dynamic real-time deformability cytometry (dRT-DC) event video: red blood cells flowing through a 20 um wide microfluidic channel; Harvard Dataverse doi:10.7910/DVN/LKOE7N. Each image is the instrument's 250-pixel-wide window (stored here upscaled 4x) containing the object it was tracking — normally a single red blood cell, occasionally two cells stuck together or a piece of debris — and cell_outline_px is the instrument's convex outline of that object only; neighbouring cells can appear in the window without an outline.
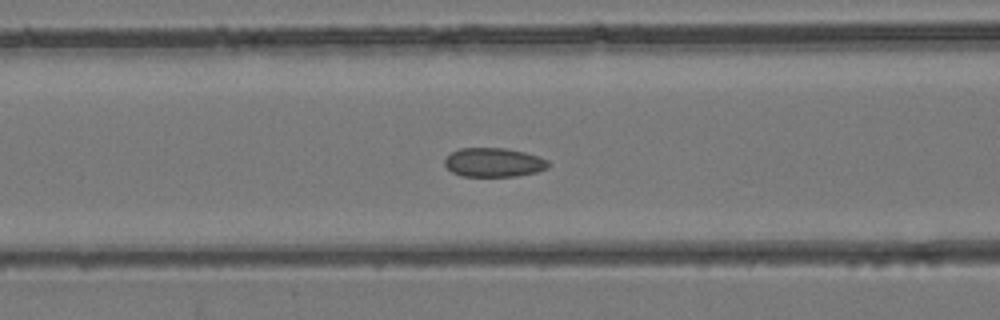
{"species": "common noctule bat (a hibernating species)", "species_latin": "Nyctalus noctula", "temperature_condition": "room temperature", "stored_images_in_passage": 40, "camera_frame_rate_fps": 3000, "um_per_image_px": 0.085, "animal": {"sex": "female", "body_mass_g": 24.6, "forearm_length_mm": 56.2}, "frame": {"image": 1, "passage_image": 18, "time_ms": 5.667, "image_size_px": [1000, 320], "cell_outline_px": [[548, 168], [536, 172], [516, 176], [460, 176], [452, 172], [444, 164], [444, 160], [452, 152], [460, 148], [504, 148], [524, 152], [548, 160]], "centroid_in_image_um": [41.95, 13.81], "position_along_channel_um": 124.7, "area_um2": 17.4}}
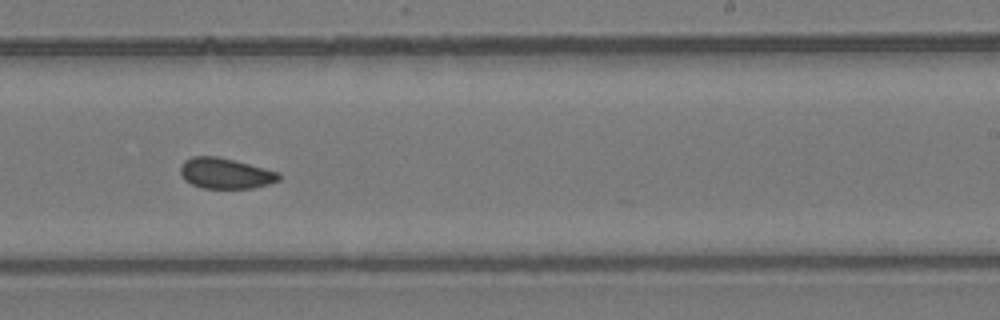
{"frame": {"image": 2, "passage_image": 27, "time_ms": 8.667, "image_size_px": [1000, 320], "cell_outline_px": [[280, 180], [268, 184], [252, 188], [204, 188], [192, 184], [184, 180], [180, 172], [180, 168], [184, 160], [192, 156], [216, 156], [280, 172]], "centroid_in_image_um": [19.14, 14.73], "position_along_channel_um": 269.9, "area_um2": 17.46}}
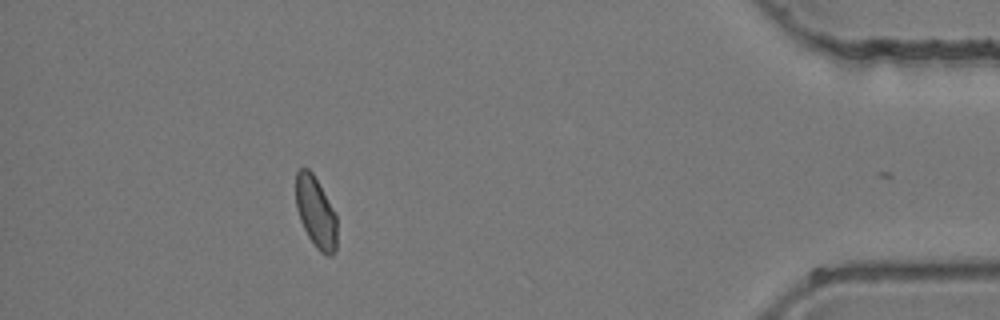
{"frame": {"image": 3, "passage_image": 39, "time_ms": 12.667, "image_size_px": [1000, 320], "cell_outline_px": [[336, 252], [332, 256], [328, 256], [320, 252], [316, 248], [308, 236], [300, 220], [296, 208], [296, 172], [300, 168], [308, 168], [312, 172], [332, 208], [336, 216]], "centroid_in_image_um": [26.83, 18.07], "position_along_channel_um": 408.4, "area_um2": 16.88}}